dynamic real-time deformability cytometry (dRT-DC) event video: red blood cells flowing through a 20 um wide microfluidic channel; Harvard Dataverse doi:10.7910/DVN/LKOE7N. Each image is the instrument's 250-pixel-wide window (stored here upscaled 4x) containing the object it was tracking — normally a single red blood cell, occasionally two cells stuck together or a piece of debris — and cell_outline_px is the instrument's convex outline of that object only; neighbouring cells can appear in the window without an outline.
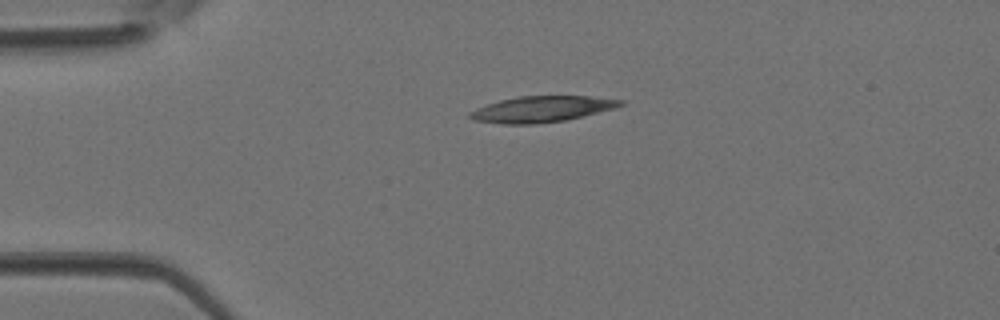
{"species": "Egyptian fruit bat (a non-hibernating species)", "species_latin": "Rousettus aegyptiacus", "temperature_condition": "room temperature", "stored_images_in_passage": 1, "camera_frame_rate_fps": 3000, "um_per_image_px": 0.085, "animal": {"sex": "female"}, "frame": {"image": 1, "passage_image": 1, "time_ms": 0.0, "image_size_px": [1000, 320], "cell_outline_px": [[624, 104], [616, 108], [564, 120], [536, 124], [500, 124], [472, 120], [468, 116], [468, 112], [476, 108], [500, 100], [520, 96], [588, 96], [624, 100]], "centroid_in_image_um": [46.02, 9.28], "position_along_channel_um": 39.0, "area_um2": 22.77}}